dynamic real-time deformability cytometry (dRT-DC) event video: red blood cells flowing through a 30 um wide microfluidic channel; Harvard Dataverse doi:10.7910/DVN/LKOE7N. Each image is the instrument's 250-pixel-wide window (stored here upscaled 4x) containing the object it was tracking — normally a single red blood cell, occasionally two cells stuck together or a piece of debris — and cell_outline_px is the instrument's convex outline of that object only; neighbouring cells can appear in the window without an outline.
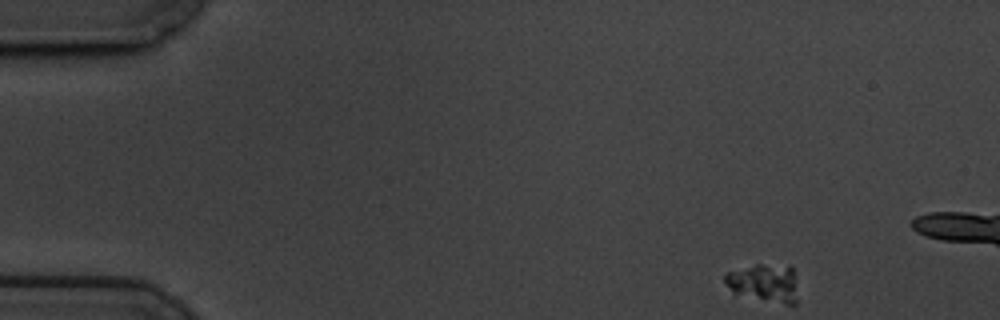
{"species": "common noctule bat (a hibernating species)", "species_latin": "Nyctalus noctula", "temperature_condition": "cold", "stored_images_in_passage": 12, "camera_frame_rate_fps": 3000, "um_per_image_px": 0.085, "animal": {"sex": "male", "body_mass_g": 19.5, "forearm_length_mm": 54.6}, "frame": {"image": 1, "passage_image": 1, "time_ms": 0.0, "image_size_px": [1000, 320], "cell_outline_px": [[796, 304], [784, 304], [732, 292], [724, 280], [724, 276], [728, 272], [756, 264], [760, 264], [792, 268], [796, 300]], "centroid_in_image_um": [64.91, 24.05], "position_along_channel_um": 20.1, "area_um2": 15.37}}